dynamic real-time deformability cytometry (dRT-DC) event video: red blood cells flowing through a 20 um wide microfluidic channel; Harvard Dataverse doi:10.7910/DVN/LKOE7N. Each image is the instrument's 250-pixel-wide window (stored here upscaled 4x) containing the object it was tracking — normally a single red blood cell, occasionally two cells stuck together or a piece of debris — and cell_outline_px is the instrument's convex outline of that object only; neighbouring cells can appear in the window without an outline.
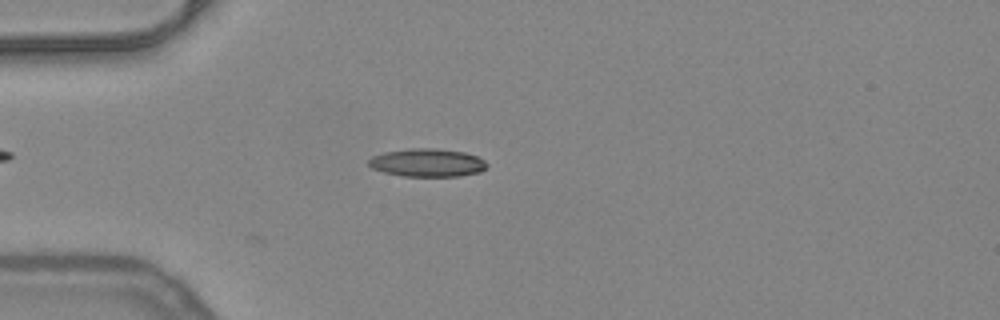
{"species": "common noctule bat (a hibernating species)", "species_latin": "Nyctalus noctula", "temperature_condition": "warm", "stored_images_in_passage": 2, "camera_frame_rate_fps": 3000, "um_per_image_px": 0.085, "animal": {"sex": "female", "body_mass_g": 24.6, "forearm_length_mm": 56.2}, "frame": {"image": 1, "passage_image": 2, "time_ms": 0.333, "image_size_px": [1000, 320], "cell_outline_px": [[488, 164], [480, 172], [460, 176], [400, 176], [384, 172], [372, 168], [368, 164], [368, 160], [372, 156], [384, 152], [412, 148], [436, 148], [464, 152], [476, 156], [484, 160]], "centroid_in_image_um": [36.31, 13.83], "position_along_channel_um": 48.7, "area_um2": 19.36}}